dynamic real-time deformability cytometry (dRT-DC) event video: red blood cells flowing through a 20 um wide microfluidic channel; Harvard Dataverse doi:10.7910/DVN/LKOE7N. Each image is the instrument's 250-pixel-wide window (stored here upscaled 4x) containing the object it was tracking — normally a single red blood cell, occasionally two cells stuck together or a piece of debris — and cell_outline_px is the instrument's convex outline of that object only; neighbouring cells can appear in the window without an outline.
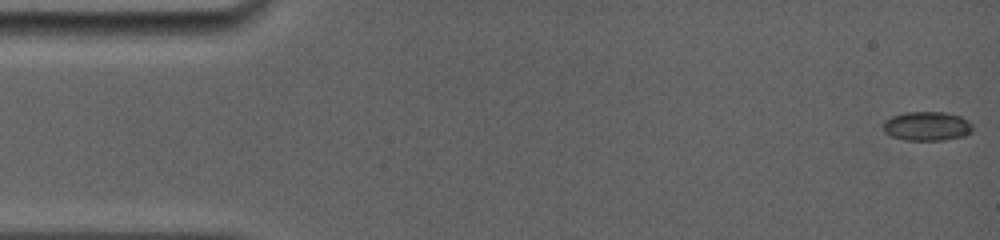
{"species": "common noctule bat (a hibernating species)", "species_latin": "Nyctalus noctula", "temperature_condition": "room temperature", "stored_images_in_passage": 41, "camera_frame_rate_fps": 5000, "um_per_image_px": 0.085, "animal": {"sex": "female", "body_mass_g": 19.0, "forearm_length_mm": 56.7}, "frame": {"image": 1, "passage_image": 1, "time_ms": 0.0, "image_size_px": [1000, 240], "cell_outline_px": [[972, 132], [964, 136], [944, 140], [904, 140], [892, 136], [884, 132], [884, 120], [892, 116], [904, 112], [948, 112], [960, 116], [968, 120], [972, 124]], "centroid_in_image_um": [78.81, 10.72], "position_along_channel_um": 6.2, "area_um2": 15.32}}
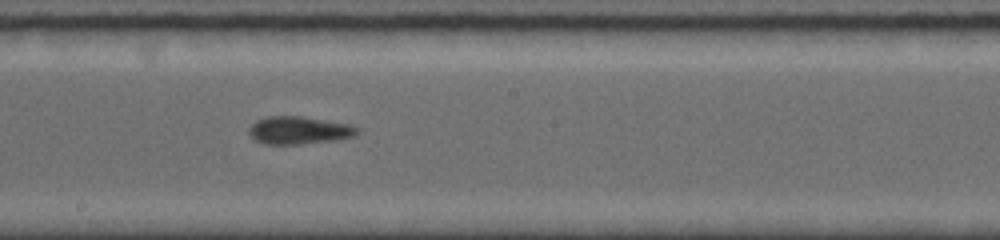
{"frame": {"image": 2, "passage_image": 24, "time_ms": 8.8, "image_size_px": [1000, 240], "cell_outline_px": [[360, 132], [352, 136], [336, 140], [300, 144], [264, 144], [256, 140], [248, 132], [248, 128], [256, 120], [268, 116], [300, 116], [352, 124], [360, 128]], "centroid_in_image_um": [25.44, 11.07], "position_along_channel_um": 222.8, "area_um2": 17.57}}
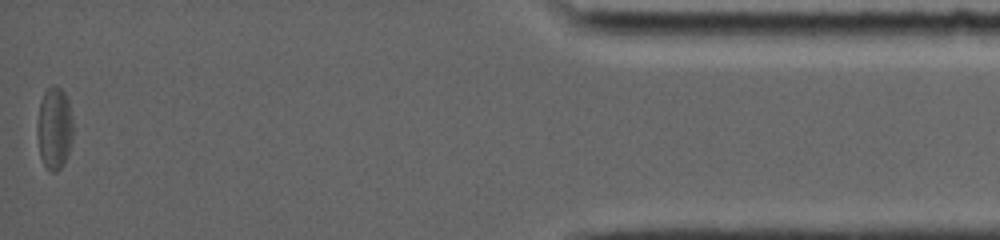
{"frame": {"image": 3, "passage_image": 41, "time_ms": 15.8, "image_size_px": [1000, 240], "cell_outline_px": [[72, 140], [68, 156], [64, 164], [56, 172], [48, 172], [40, 156], [36, 136], [36, 124], [40, 100], [44, 92], [52, 84], [56, 84], [64, 92], [68, 100], [72, 120]], "centroid_in_image_um": [4.6, 10.91], "position_along_channel_um": 430.6, "area_um2": 17.69}, "authors_computed_cell_mechanics": {"area_um2": 16.5308, "velocity_mm_per_s": 3.9302, "shape_relaxation_time_tau1_ms": 1.4741, "shape_relaxation_time_tau2_ms": 4.6432, "deformation_change_tau1": 0.1095, "deformation_change_tau2": 0.1322}}